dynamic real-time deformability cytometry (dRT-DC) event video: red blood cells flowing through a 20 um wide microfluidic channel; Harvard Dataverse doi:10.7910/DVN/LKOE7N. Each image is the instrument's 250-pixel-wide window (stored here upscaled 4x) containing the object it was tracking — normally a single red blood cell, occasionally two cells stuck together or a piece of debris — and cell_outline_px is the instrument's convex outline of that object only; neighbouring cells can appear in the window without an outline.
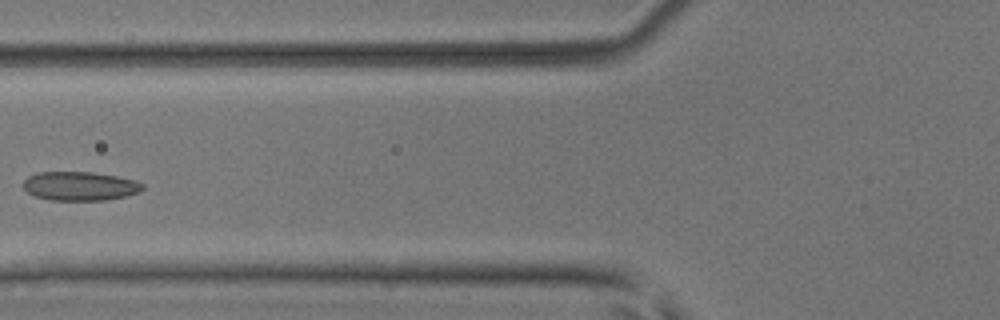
{"species": "common noctule bat (a hibernating species)", "species_latin": "Nyctalus noctula", "temperature_condition": "room temperature", "stored_images_in_passage": 6, "camera_frame_rate_fps": 3000, "um_per_image_px": 0.085, "animal": {"sex": "male", "body_mass_g": 17.9, "forearm_length_mm": 54.2}, "frame": {"image": 1, "passage_image": 6, "time_ms": 1.667, "image_size_px": [1000, 320], "cell_outline_px": [[144, 188], [140, 192], [124, 196], [104, 200], [48, 200], [32, 196], [24, 188], [24, 180], [28, 176], [36, 172], [92, 172], [116, 176], [136, 180], [144, 184]], "centroid_in_image_um": [6.78, 15.81], "position_along_channel_um": 119.0, "area_um2": 20.23}}